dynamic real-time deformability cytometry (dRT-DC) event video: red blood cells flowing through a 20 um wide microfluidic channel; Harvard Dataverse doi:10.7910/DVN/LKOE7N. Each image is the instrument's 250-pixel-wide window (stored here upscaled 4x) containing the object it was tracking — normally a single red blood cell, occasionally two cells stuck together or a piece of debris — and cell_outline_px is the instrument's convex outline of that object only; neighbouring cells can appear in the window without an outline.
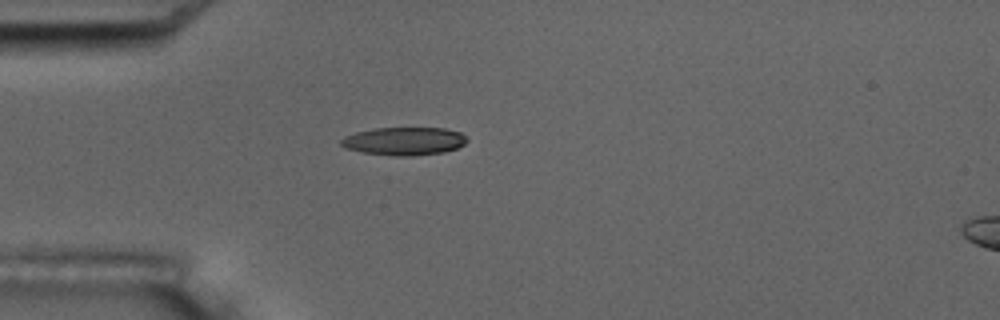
{"species": "common noctule bat (a hibernating species)", "species_latin": "Nyctalus noctula", "temperature_condition": "room temperature", "stored_images_in_passage": 5, "camera_frame_rate_fps": 3000, "um_per_image_px": 0.085, "animal": {"sex": "male", "body_mass_g": 17.5, "forearm_length_mm": 52.3}, "frame": {"image": 1, "passage_image": 5, "time_ms": 5.333, "image_size_px": [1000, 320], "cell_outline_px": [[468, 140], [464, 144], [456, 148], [444, 152], [412, 156], [392, 156], [364, 152], [348, 148], [340, 144], [340, 140], [344, 136], [356, 132], [376, 128], [444, 128], [460, 132]], "centroid_in_image_um": [34.36, 12.0], "position_along_channel_um": 50.6, "area_um2": 20.46}}